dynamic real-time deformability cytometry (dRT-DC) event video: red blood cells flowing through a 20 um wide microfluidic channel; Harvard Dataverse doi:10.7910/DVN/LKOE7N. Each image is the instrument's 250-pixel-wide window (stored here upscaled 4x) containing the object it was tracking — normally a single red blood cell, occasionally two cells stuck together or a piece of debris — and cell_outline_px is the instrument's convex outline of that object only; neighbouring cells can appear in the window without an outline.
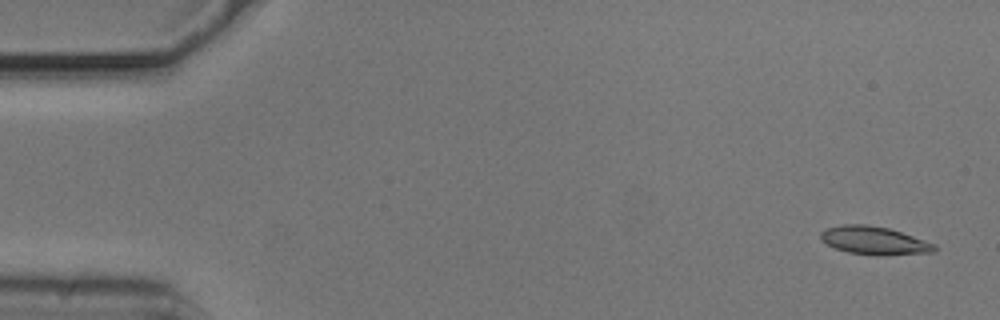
{"species": "common noctule bat (a hibernating species)", "species_latin": "Nyctalus noctula", "temperature_condition": "cold", "stored_images_in_passage": 55, "camera_frame_rate_fps": 3000, "um_per_image_px": 0.085, "animal": {"sex": "male", "body_mass_g": 20.5, "forearm_length_mm": 52.5}, "frame": {"image": 1, "passage_image": 3, "time_ms": 0.667, "image_size_px": [1000, 320], "cell_outline_px": [[936, 252], [876, 256], [848, 252], [836, 248], [820, 240], [820, 232], [824, 228], [840, 224], [868, 224], [888, 228], [936, 244]], "centroid_in_image_um": [74.27, 20.44], "position_along_channel_um": 10.7, "area_um2": 18.79}}
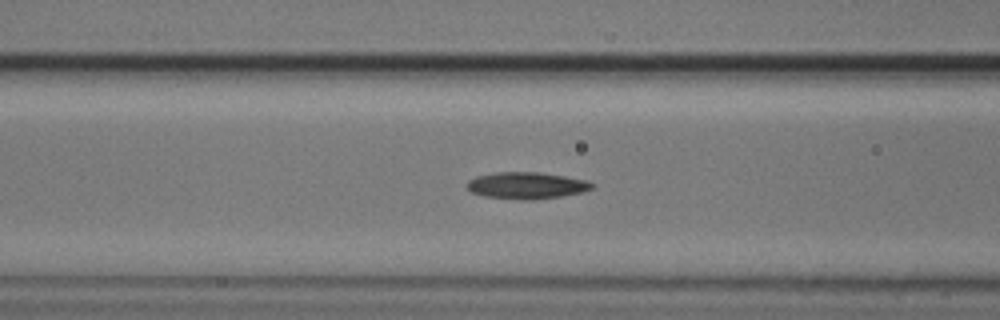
{"frame": {"image": 2, "passage_image": 22, "time_ms": 7.0, "image_size_px": [1000, 320], "cell_outline_px": [[596, 184], [592, 188], [580, 192], [560, 196], [532, 200], [520, 200], [484, 196], [472, 192], [468, 188], [468, 180], [476, 176], [496, 172], [540, 172], [588, 180]], "centroid_in_image_um": [44.77, 15.76], "position_along_channel_um": 121.8, "area_um2": 19.42}}
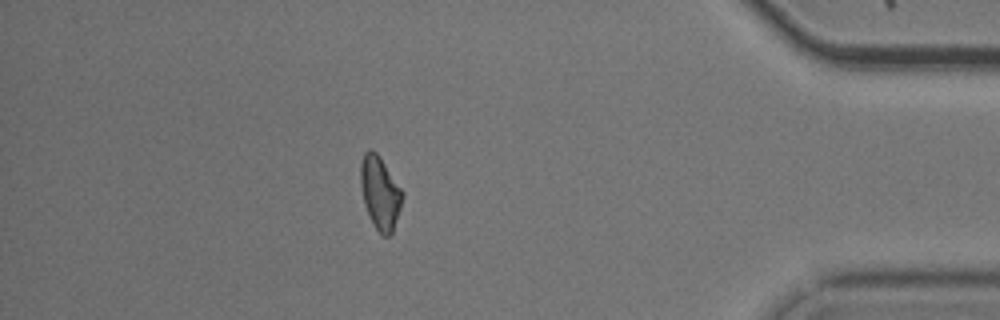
{"frame": {"image": 3, "passage_image": 48, "time_ms": 15.667, "image_size_px": [1000, 320], "cell_outline_px": [[404, 196], [392, 232], [388, 236], [384, 236], [376, 228], [364, 204], [360, 184], [360, 164], [364, 152], [368, 148], [372, 148], [376, 152], [404, 192]], "centroid_in_image_um": [32.29, 16.34], "position_along_channel_um": 402.9, "area_um2": 17.57}, "authors_computed_cell_mechanics": {"area_um2": 18.2648, "velocity_mm_per_s": 3.7183, "shape_relaxation_time_tau1_ms": null, "shape_relaxation_time_tau2_ms": 7.8408, "deformation_change_tau1": null, "deformation_change_tau2": 0.1651}}